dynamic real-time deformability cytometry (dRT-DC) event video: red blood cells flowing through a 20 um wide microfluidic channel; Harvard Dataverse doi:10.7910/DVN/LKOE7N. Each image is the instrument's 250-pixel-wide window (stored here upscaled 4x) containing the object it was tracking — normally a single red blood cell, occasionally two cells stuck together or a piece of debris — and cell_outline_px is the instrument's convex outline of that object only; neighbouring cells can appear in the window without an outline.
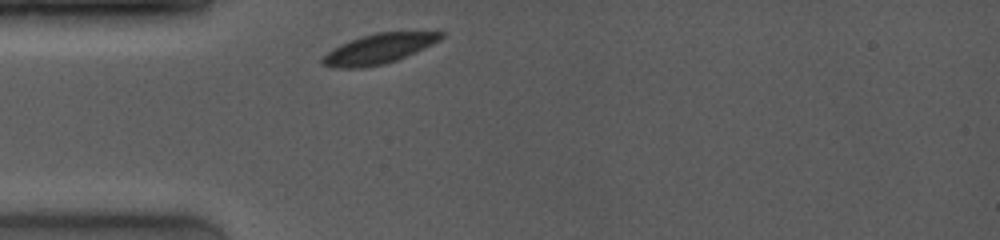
{"species": "common noctule bat (a hibernating species)", "species_latin": "Nyctalus noctula", "temperature_condition": "room temperature", "stored_images_in_passage": 1, "camera_frame_rate_fps": 4000, "um_per_image_px": 0.085, "animal": {"sex": "female", "body_mass_g": 19.0, "forearm_length_mm": 53.3}, "frame": {"image": 1, "passage_image": 1, "time_ms": 0.0, "image_size_px": [1000, 240], "cell_outline_px": [[444, 36], [440, 40], [432, 44], [396, 60], [384, 64], [360, 68], [332, 68], [320, 64], [320, 60], [332, 48], [340, 44], [376, 32], [444, 32]], "centroid_in_image_um": [32.14, 4.16], "position_along_channel_um": 52.9, "area_um2": 20.4}}